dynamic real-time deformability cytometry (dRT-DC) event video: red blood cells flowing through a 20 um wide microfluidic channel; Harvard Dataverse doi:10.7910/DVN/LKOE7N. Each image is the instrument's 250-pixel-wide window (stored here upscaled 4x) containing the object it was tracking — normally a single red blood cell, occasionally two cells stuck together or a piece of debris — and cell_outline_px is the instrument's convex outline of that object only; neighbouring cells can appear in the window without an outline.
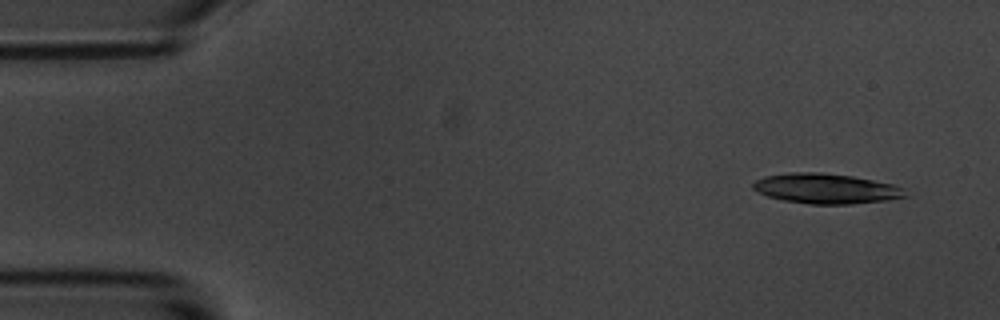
{"species": "common noctule bat (a hibernating species)", "species_latin": "Nyctalus noctula", "temperature_condition": "room temperature", "stored_images_in_passage": 10, "camera_frame_rate_fps": 3000, "um_per_image_px": 0.085, "animal": {"sex": "male", "body_mass_g": 20.1, "forearm_length_mm": 53.5}, "frame": {"image": 1, "passage_image": 1, "time_ms": 0.0, "image_size_px": [1000, 320], "cell_outline_px": [[908, 196], [888, 200], [852, 204], [808, 204], [784, 200], [768, 196], [756, 192], [752, 188], [752, 184], [756, 180], [764, 176], [788, 172], [820, 172], [852, 176], [892, 184], [904, 188]], "centroid_in_image_um": [70.19, 16.03], "position_along_channel_um": 14.8, "area_um2": 26.82}}
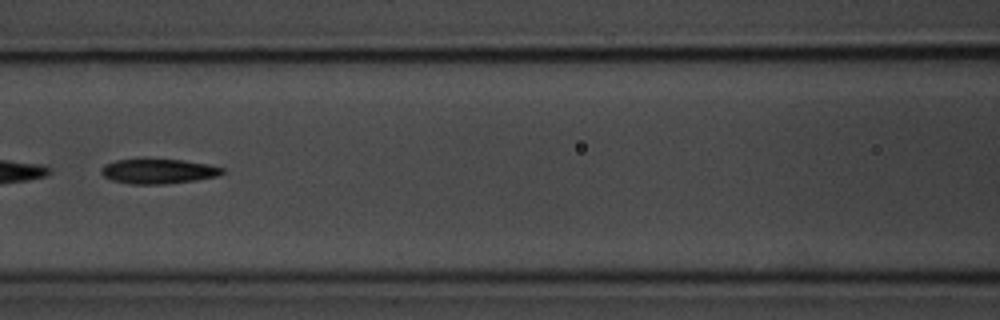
{"frame": {"image": 2, "passage_image": 7, "time_ms": 7.0, "image_size_px": [1000, 320], "cell_outline_px": [[224, 172], [216, 176], [196, 180], [164, 184], [132, 184], [112, 180], [104, 176], [100, 172], [100, 168], [104, 164], [116, 160], [144, 156], [184, 160], [208, 164], [224, 168]], "centroid_in_image_um": [13.4, 14.51], "position_along_channel_um": 153.2, "area_um2": 18.26}}
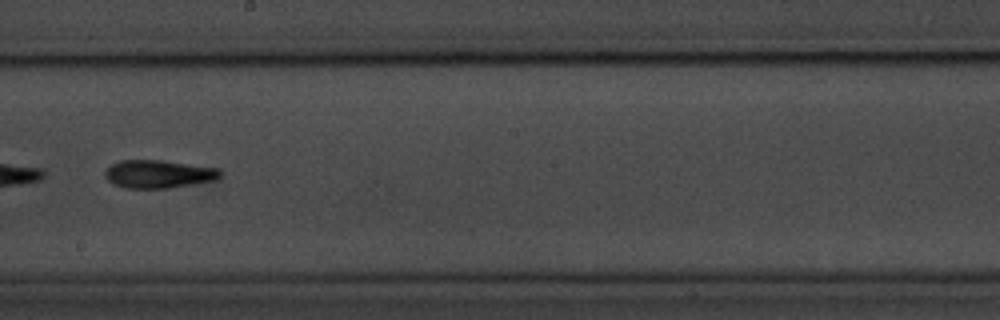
{"frame": {"image": 3, "passage_image": 9, "time_ms": 9.333, "image_size_px": [1000, 320], "cell_outline_px": [[220, 176], [216, 180], [168, 188], [124, 188], [112, 184], [104, 176], [104, 172], [112, 164], [120, 160], [160, 160], [220, 168]], "centroid_in_image_um": [13.45, 14.79], "position_along_channel_um": 234.7, "area_um2": 18.84}}